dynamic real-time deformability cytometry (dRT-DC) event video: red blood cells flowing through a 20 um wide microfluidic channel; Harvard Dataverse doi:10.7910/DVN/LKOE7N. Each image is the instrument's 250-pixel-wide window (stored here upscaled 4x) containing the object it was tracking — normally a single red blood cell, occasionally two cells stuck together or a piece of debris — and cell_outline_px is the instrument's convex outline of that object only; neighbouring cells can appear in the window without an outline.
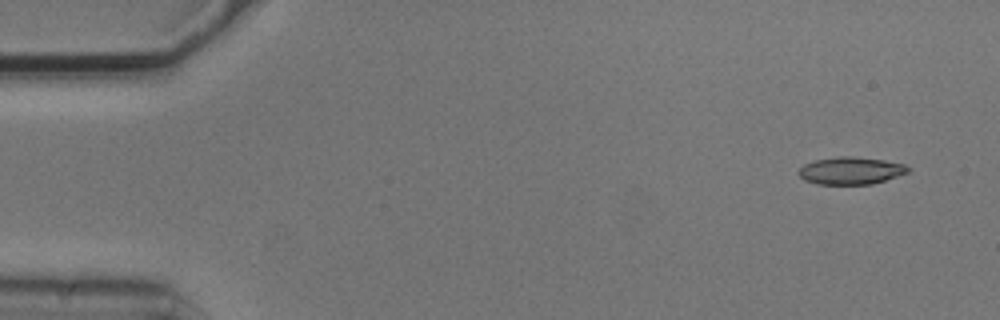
{"species": "common noctule bat (a hibernating species)", "species_latin": "Nyctalus noctula", "temperature_condition": "cold", "stored_images_in_passage": 8, "camera_frame_rate_fps": 3000, "um_per_image_px": 0.085, "animal": {"sex": "male", "body_mass_g": 20.5, "forearm_length_mm": 52.5}, "frame": {"image": 1, "passage_image": 1, "time_ms": 0.0, "image_size_px": [1000, 320], "cell_outline_px": [[912, 168], [908, 172], [872, 184], [816, 184], [804, 180], [796, 172], [804, 164], [816, 160], [840, 156], [852, 156], [884, 160], [904, 164]], "centroid_in_image_um": [72.3, 14.5], "position_along_channel_um": 12.7, "area_um2": 17.4}}
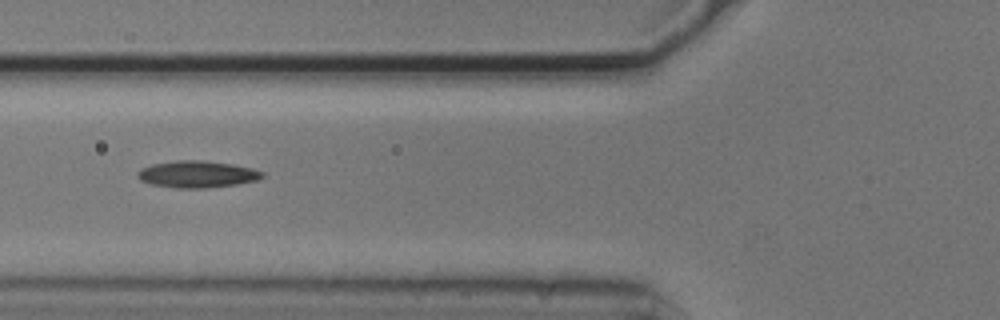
{"frame": {"image": 2, "passage_image": 6, "time_ms": 1.667, "image_size_px": [1000, 320], "cell_outline_px": [[264, 176], [256, 180], [236, 184], [208, 188], [176, 188], [152, 184], [140, 180], [136, 176], [136, 172], [140, 168], [152, 164], [176, 160], [204, 160], [232, 164], [252, 168], [264, 172]], "centroid_in_image_um": [16.73, 14.8], "position_along_channel_um": 109.1, "area_um2": 19.59}}
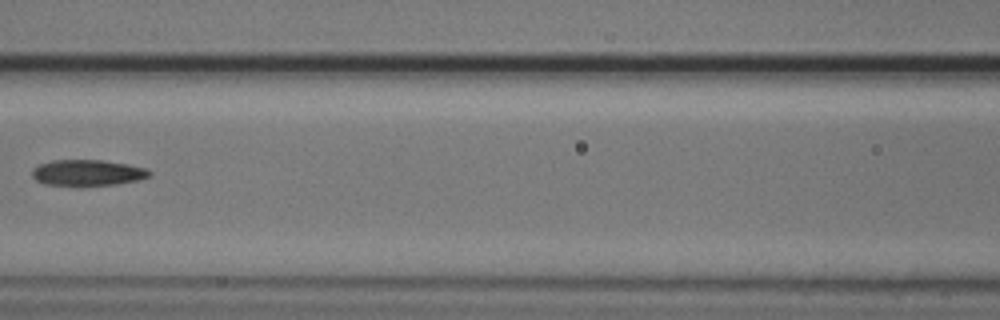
{"frame": {"image": 3, "passage_image": 7, "time_ms": 2.0, "image_size_px": [1000, 320], "cell_outline_px": [[152, 172], [148, 176], [136, 180], [116, 184], [80, 188], [76, 188], [44, 184], [36, 180], [32, 176], [32, 168], [40, 164], [52, 160], [104, 160], [128, 164], [144, 168]], "centroid_in_image_um": [7.37, 14.72], "position_along_channel_um": 159.2, "area_um2": 18.38}}